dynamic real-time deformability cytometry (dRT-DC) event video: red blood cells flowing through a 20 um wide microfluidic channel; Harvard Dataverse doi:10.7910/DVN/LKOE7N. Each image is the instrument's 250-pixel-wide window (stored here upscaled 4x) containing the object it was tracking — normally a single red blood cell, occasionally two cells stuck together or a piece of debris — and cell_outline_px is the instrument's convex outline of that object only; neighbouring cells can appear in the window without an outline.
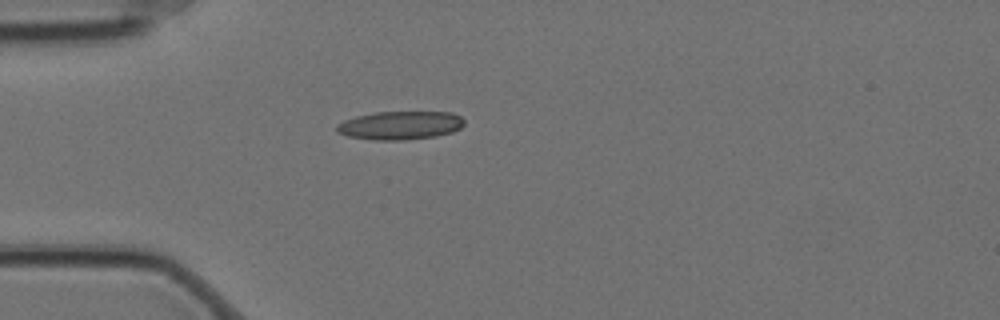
{"species": "Egyptian fruit bat (a non-hibernating species)", "species_latin": "Rousettus aegyptiacus", "temperature_condition": "cold", "stored_images_in_passage": 2, "camera_frame_rate_fps": 3000, "um_per_image_px": 0.085, "animal": {"sex": "female"}, "frame": {"image": 1, "passage_image": 1, "time_ms": 0.0, "image_size_px": [1000, 320], "cell_outline_px": [[464, 124], [460, 128], [452, 132], [436, 136], [404, 140], [372, 140], [348, 136], [336, 132], [336, 124], [344, 120], [356, 116], [376, 112], [452, 112], [460, 116], [464, 120]], "centroid_in_image_um": [34.0, 10.66], "position_along_channel_um": 51.0, "area_um2": 21.21}}